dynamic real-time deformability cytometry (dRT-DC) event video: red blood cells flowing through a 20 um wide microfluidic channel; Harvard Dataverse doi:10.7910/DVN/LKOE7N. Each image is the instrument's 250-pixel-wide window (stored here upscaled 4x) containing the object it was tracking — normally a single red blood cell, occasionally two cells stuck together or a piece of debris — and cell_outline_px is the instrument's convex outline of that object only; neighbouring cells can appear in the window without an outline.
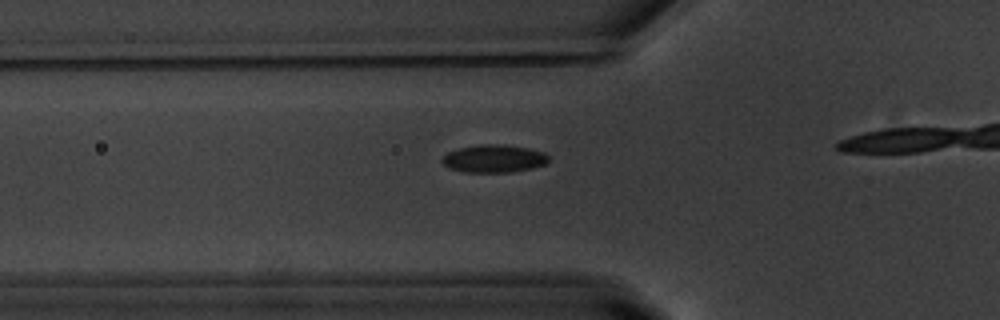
{"species": "common noctule bat (a hibernating species)", "species_latin": "Nyctalus noctula", "temperature_condition": "warm", "stored_images_in_passage": 19, "camera_frame_rate_fps": 3000, "um_per_image_px": 0.085, "animal": {"sex": "male", "body_mass_g": 20.1, "forearm_length_mm": 53.5}, "frame": {"image": 1, "passage_image": 14, "time_ms": 4.333, "image_size_px": [1000, 320], "cell_outline_px": [[548, 160], [544, 164], [532, 168], [512, 172], [464, 172], [448, 168], [440, 160], [448, 152], [456, 148], [480, 144], [504, 144], [528, 148], [544, 152], [548, 156]], "centroid_in_image_um": [41.95, 13.47], "position_along_channel_um": 83.9, "area_um2": 17.34}}